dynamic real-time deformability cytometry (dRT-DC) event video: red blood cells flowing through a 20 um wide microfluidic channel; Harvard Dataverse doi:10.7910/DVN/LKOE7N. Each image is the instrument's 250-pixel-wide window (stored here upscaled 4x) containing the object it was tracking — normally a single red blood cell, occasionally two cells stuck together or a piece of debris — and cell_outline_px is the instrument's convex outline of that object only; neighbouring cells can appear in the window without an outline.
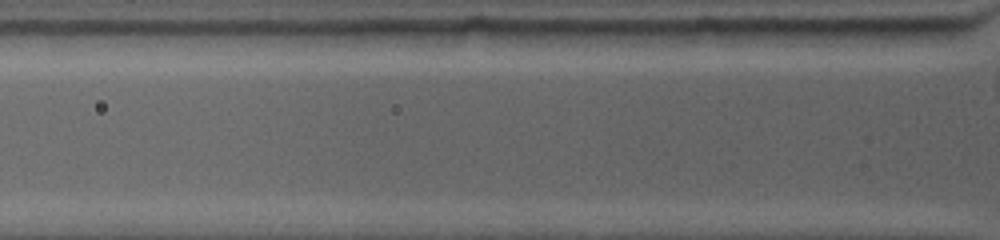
{"species": "common noctule bat (a hibernating species)", "species_latin": "Nyctalus noctula", "temperature_condition": "warm", "stored_images_in_passage": 3, "camera_frame_rate_fps": 4500, "um_per_image_px": 0.085, "animal": {"sex": "female", "body_mass_g": 19.0, "forearm_length_mm": 53.3}, "frame": {"image": 1, "passage_image": 3, "time_ms": 0.444, "image_size_px": [1000, 240], "cell_outline_px": [[800, 28], [792, 32], [764, 44], [692, 44], [676, 32], [684, 28]], "centroid_in_image_um": [62.32, 3.0], "position_along_channel_um": 63.5, "area_um2": 11.5}}